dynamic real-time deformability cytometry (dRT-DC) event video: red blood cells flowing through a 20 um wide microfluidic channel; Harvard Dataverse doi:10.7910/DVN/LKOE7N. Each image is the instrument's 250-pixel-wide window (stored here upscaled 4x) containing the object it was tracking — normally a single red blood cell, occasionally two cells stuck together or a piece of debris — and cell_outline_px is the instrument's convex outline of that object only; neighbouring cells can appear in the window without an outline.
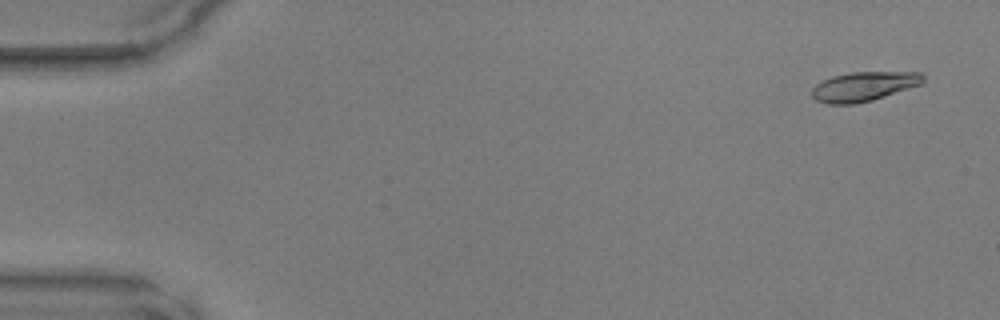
{"species": "common noctule bat (a hibernating species)", "species_latin": "Nyctalus noctula", "temperature_condition": "warm", "stored_images_in_passage": 49, "camera_frame_rate_fps": 3000, "um_per_image_px": 0.085, "animal": {"sex": "male", "body_mass_g": 17.9, "forearm_length_mm": 54.2}, "frame": {"image": 1, "passage_image": 3, "time_ms": 0.667, "image_size_px": [1000, 320], "cell_outline_px": [[924, 80], [920, 84], [872, 100], [856, 104], [828, 104], [816, 100], [812, 96], [812, 88], [816, 84], [832, 76], [852, 72], [920, 72], [924, 76]], "centroid_in_image_um": [73.39, 7.35], "position_along_channel_um": 11.6, "area_um2": 18.84}}
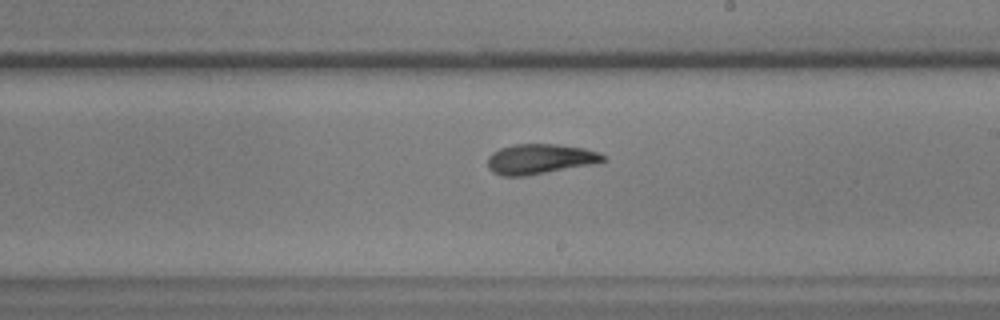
{"frame": {"image": 2, "passage_image": 29, "time_ms": 9.333, "image_size_px": [1000, 320], "cell_outline_px": [[608, 160], [596, 164], [524, 176], [500, 176], [492, 172], [488, 168], [488, 156], [492, 152], [500, 148], [512, 144], [556, 144], [584, 148], [596, 152], [604, 156]], "centroid_in_image_um": [45.88, 13.52], "position_along_channel_um": 243.1, "area_um2": 20.4}}
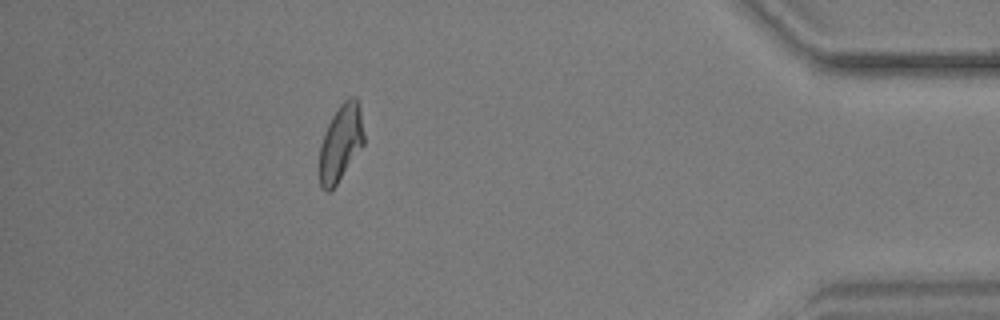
{"frame": {"image": 3, "passage_image": 44, "time_ms": 14.333, "image_size_px": [1000, 320], "cell_outline_px": [[364, 144], [336, 184], [328, 192], [320, 184], [320, 144], [324, 132], [332, 116], [340, 104], [348, 96], [356, 96], [360, 108], [364, 136]], "centroid_in_image_um": [28.97, 12.08], "position_along_channel_um": 406.2, "area_um2": 19.59}}